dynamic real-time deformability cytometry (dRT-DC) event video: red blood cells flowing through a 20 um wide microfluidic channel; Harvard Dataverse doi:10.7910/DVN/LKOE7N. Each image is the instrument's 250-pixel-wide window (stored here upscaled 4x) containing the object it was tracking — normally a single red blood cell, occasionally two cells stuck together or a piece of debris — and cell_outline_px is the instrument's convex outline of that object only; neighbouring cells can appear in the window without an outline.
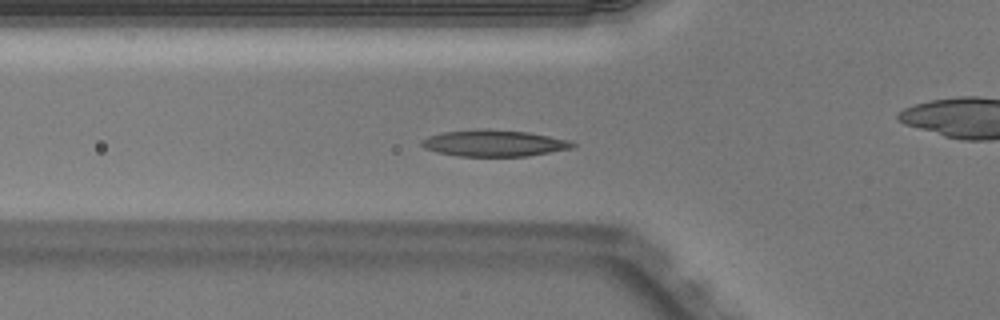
{"species": "Egyptian fruit bat (a non-hibernating species)", "species_latin": "Rousettus aegyptiacus", "temperature_condition": "warm", "stored_images_in_passage": 53, "camera_frame_rate_fps": 3000, "um_per_image_px": 0.085, "animal": {"sex": "male"}, "frame": {"image": 1, "passage_image": 19, "time_ms": 6.0, "image_size_px": [1000, 320], "cell_outline_px": [[576, 144], [572, 148], [528, 156], [456, 156], [436, 152], [424, 148], [420, 144], [420, 140], [428, 136], [444, 132], [528, 132], [572, 140]], "centroid_in_image_um": [42.02, 12.22], "position_along_channel_um": 83.8, "area_um2": 22.25}}
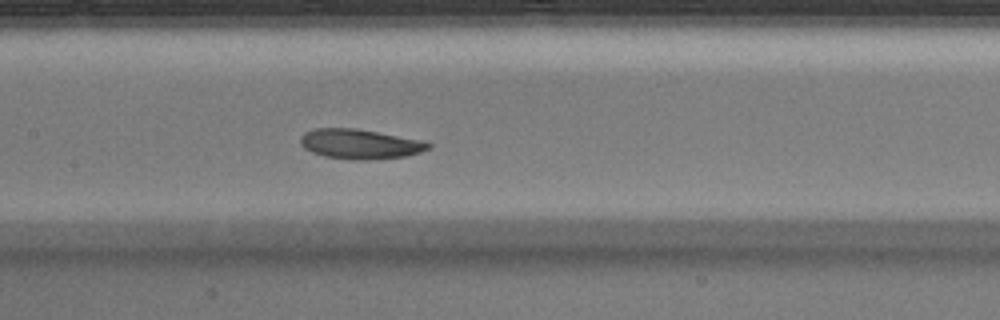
{"frame": {"image": 2, "passage_image": 26, "time_ms": 8.333, "image_size_px": [1000, 320], "cell_outline_px": [[432, 148], [420, 152], [404, 156], [368, 160], [348, 160], [324, 156], [312, 152], [304, 148], [300, 144], [300, 136], [304, 132], [316, 128], [356, 128], [420, 140], [432, 144]], "centroid_in_image_um": [30.56, 12.24], "position_along_channel_um": 176.8, "area_um2": 22.25}}
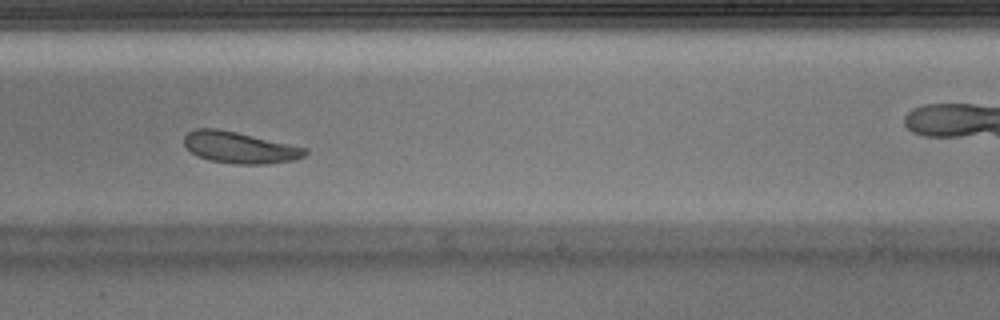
{"frame": {"image": 3, "passage_image": 33, "time_ms": 10.667, "image_size_px": [1000, 320], "cell_outline_px": [[308, 152], [304, 156], [292, 160], [264, 164], [236, 164], [208, 160], [192, 152], [184, 144], [184, 136], [188, 132], [196, 128], [216, 128], [236, 132], [308, 148]], "centroid_in_image_um": [20.36, 12.53], "position_along_channel_um": 268.6, "area_um2": 21.96}, "authors_computed_cell_mechanics": {"area_um2": 22.1952, "velocity_mm_per_s": 3.9497, "shape_relaxation_time_tau1_ms": 1.8376, "shape_relaxation_time_tau2_ms": 4.8858, "deformation_change_tau1": 0.1124, "deformation_change_tau2": 0.1339}}